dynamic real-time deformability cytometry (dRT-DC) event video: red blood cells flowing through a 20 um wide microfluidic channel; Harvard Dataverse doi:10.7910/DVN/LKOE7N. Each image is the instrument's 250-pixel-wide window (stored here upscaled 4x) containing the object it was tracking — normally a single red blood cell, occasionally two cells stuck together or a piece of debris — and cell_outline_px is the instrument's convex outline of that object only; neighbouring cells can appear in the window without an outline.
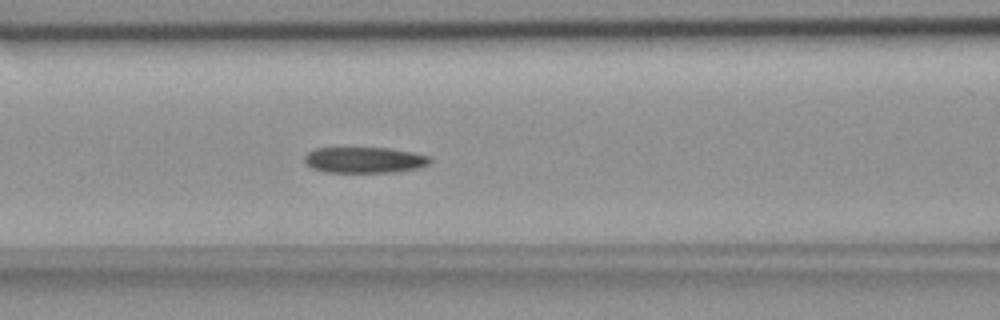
{"species": "common noctule bat (a hibernating species)", "species_latin": "Nyctalus noctula", "temperature_condition": "room temperature", "stored_images_in_passage": 18, "camera_frame_rate_fps": 3000, "um_per_image_px": 0.085, "animal": {"sex": "female", "body_mass_g": 18.4}, "frame": {"image": 1, "passage_image": 11, "time_ms": 3.333, "image_size_px": [1000, 320], "cell_outline_px": [[432, 160], [428, 164], [416, 168], [392, 172], [324, 172], [312, 168], [304, 160], [304, 156], [308, 152], [316, 148], [388, 148], [412, 152], [432, 156]], "centroid_in_image_um": [30.98, 13.59], "position_along_channel_um": 135.6, "area_um2": 18.9}}
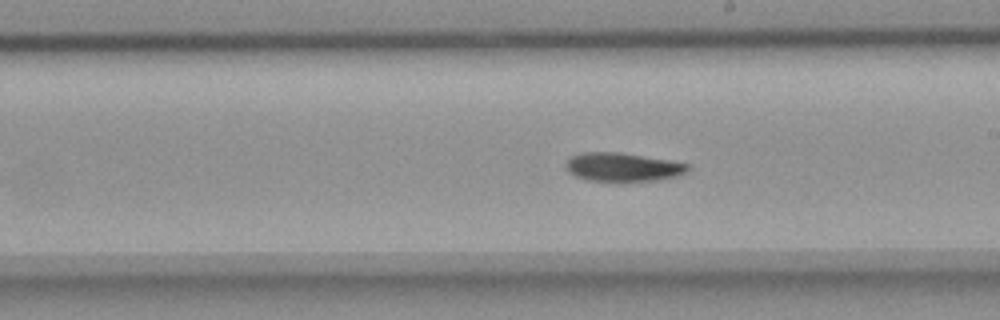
{"frame": {"image": 2, "passage_image": 16, "time_ms": 5.0, "image_size_px": [1000, 320], "cell_outline_px": [[692, 164], [684, 172], [676, 176], [660, 180], [616, 184], [584, 180], [568, 172], [564, 164], [572, 156], [580, 152], [620, 152]], "centroid_in_image_um": [52.89, 14.25], "position_along_channel_um": 236.1, "area_um2": 21.21}}